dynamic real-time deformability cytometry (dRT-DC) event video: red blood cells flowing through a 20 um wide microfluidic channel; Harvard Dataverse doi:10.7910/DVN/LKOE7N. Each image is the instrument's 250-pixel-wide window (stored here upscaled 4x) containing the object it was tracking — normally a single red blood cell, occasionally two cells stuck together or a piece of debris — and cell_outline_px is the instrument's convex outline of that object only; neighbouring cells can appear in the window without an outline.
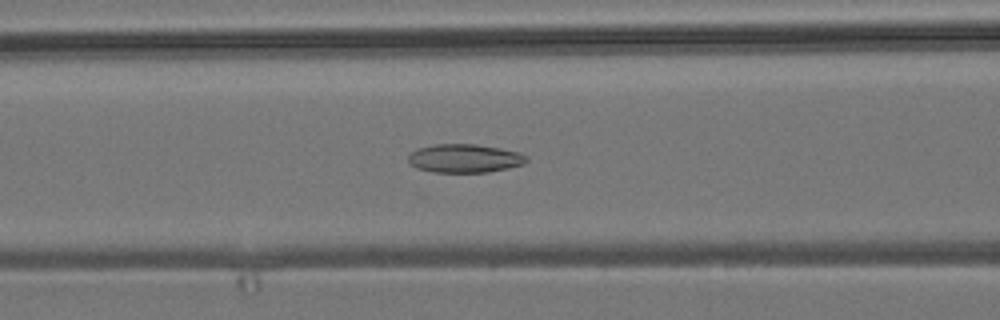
{"species": "common noctule bat (a hibernating species)", "species_latin": "Nyctalus noctula", "temperature_condition": "room temperature", "stored_images_in_passage": 39, "camera_frame_rate_fps": 3000, "um_per_image_px": 0.085, "animal": {"sex": "male", "body_mass_g": 19.2, "forearm_length_mm": 51.8}, "frame": {"image": 1, "passage_image": 22, "time_ms": 7.0, "image_size_px": [1000, 320], "cell_outline_px": [[528, 160], [524, 164], [508, 168], [488, 172], [432, 172], [416, 168], [408, 164], [408, 156], [416, 148], [432, 144], [476, 144], [500, 148], [520, 152], [528, 156]], "centroid_in_image_um": [39.48, 13.46], "position_along_channel_um": 127.1, "area_um2": 19.94}}
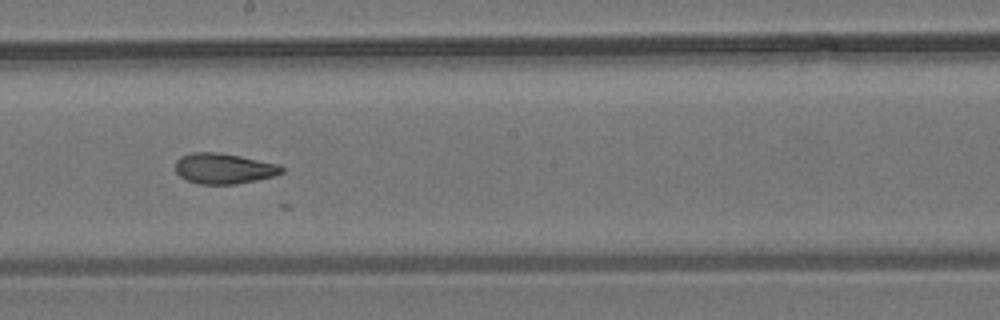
{"frame": {"image": 2, "passage_image": 30, "time_ms": 9.667, "image_size_px": [1000, 320], "cell_outline_px": [[284, 172], [272, 176], [256, 180], [236, 184], [200, 184], [188, 180], [180, 176], [176, 172], [176, 160], [180, 156], [192, 152], [216, 152], [240, 156], [280, 164], [284, 168]], "centroid_in_image_um": [19.03, 14.31], "position_along_channel_um": 229.2, "area_um2": 18.9}}
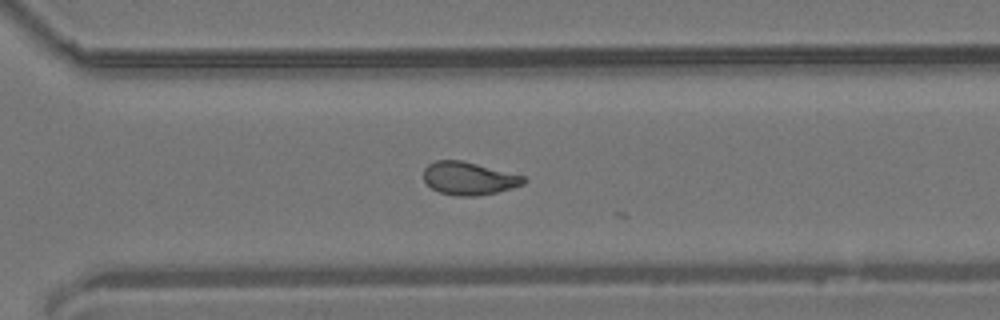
{"frame": {"image": 3, "passage_image": 38, "time_ms": 12.333, "image_size_px": [1000, 320], "cell_outline_px": [[528, 180], [524, 184], [512, 188], [496, 192], [476, 196], [456, 196], [440, 192], [432, 188], [424, 180], [424, 168], [428, 164], [436, 160], [460, 160], [524, 176]], "centroid_in_image_um": [39.85, 15.17], "position_along_channel_um": 330.8, "area_um2": 19.02}}